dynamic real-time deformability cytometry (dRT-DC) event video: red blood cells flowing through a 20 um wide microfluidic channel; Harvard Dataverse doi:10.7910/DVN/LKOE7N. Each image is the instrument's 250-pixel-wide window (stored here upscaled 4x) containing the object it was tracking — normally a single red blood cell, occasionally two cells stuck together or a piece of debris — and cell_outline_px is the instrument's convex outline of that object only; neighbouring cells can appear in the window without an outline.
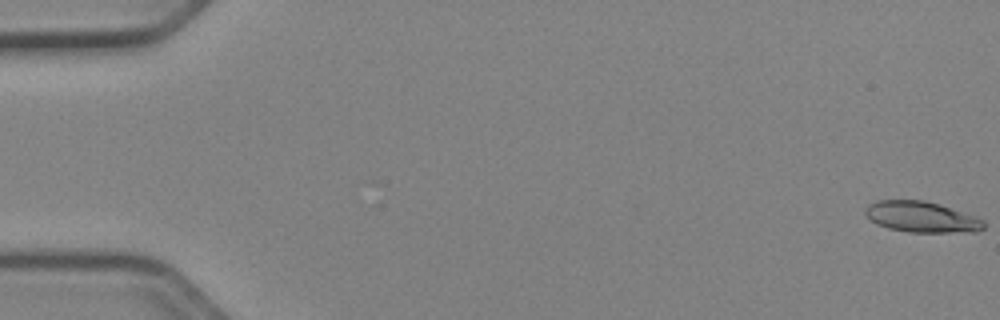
{"species": "Egyptian fruit bat (a non-hibernating species)", "species_latin": "Rousettus aegyptiacus", "temperature_condition": "cold", "stored_images_in_passage": 52, "camera_frame_rate_fps": 3000, "um_per_image_px": 0.085, "animal": {"sex": "female"}, "frame": {"image": 1, "passage_image": 1, "time_ms": 0.0, "image_size_px": [1000, 320], "cell_outline_px": [[984, 228], [980, 232], [908, 232], [888, 228], [876, 224], [864, 212], [864, 208], [868, 204], [876, 200], [924, 200], [940, 204], [976, 216], [984, 220]], "centroid_in_image_um": [78.35, 18.44], "position_along_channel_um": 6.7, "area_um2": 21.5}}
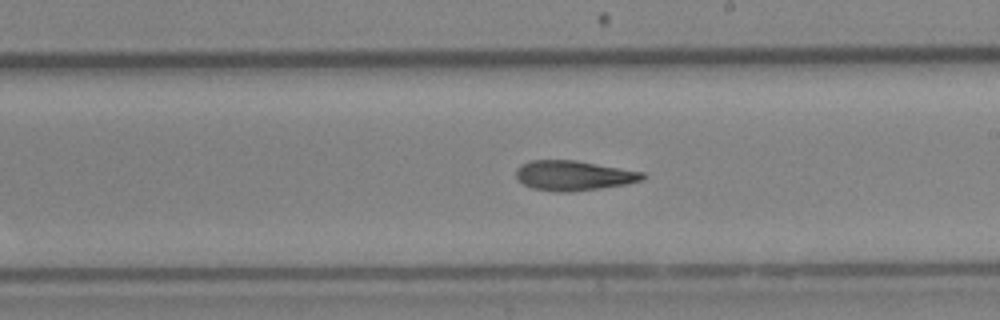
{"frame": {"image": 2, "passage_image": 31, "time_ms": 10.0, "image_size_px": [1000, 320], "cell_outline_px": [[648, 176], [644, 180], [628, 184], [572, 192], [556, 192], [532, 188], [516, 180], [516, 168], [520, 164], [532, 160], [576, 160], [644, 172]], "centroid_in_image_um": [48.77, 14.92], "position_along_channel_um": 240.2, "area_um2": 22.37}}
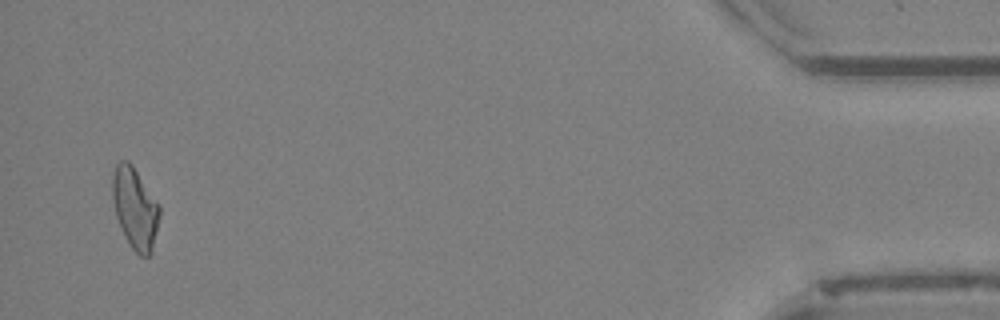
{"frame": {"image": 3, "passage_image": 51, "time_ms": 16.667, "image_size_px": [1000, 320], "cell_outline_px": [[160, 216], [152, 252], [148, 256], [140, 256], [132, 248], [124, 236], [116, 216], [112, 200], [112, 176], [116, 164], [120, 160], [128, 160], [132, 164], [160, 204]], "centroid_in_image_um": [11.48, 17.68], "position_along_channel_um": 423.7, "area_um2": 22.54}, "authors_computed_cell_mechanics": {"area_um2": 21.964, "velocity_mm_per_s": 3.9546, "shape_relaxation_time_tau1_ms": null, "shape_relaxation_time_tau2_ms": 6.6037, "deformation_change_tau1": null, "deformation_change_tau2": 0.1665}}